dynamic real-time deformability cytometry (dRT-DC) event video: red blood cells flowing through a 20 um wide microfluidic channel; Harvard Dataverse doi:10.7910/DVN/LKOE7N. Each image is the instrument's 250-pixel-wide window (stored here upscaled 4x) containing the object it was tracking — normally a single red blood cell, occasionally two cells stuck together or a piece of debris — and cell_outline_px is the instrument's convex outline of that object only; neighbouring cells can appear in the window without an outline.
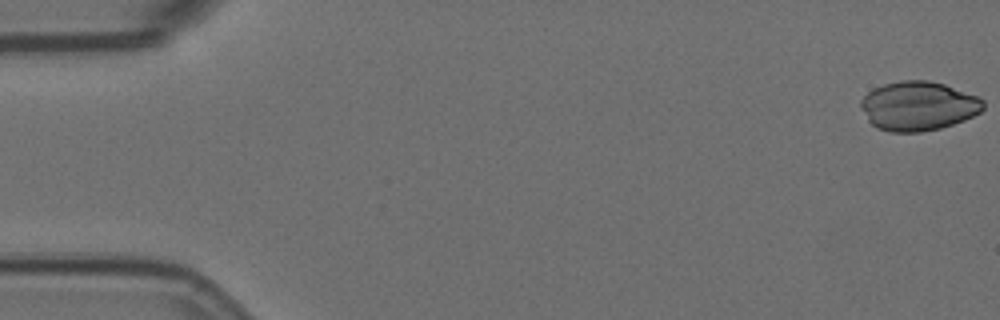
{"species": "Egyptian fruit bat (a non-hibernating species)", "species_latin": "Rousettus aegyptiacus", "temperature_condition": "room temperature", "stored_images_in_passage": 8, "camera_frame_rate_fps": 3000, "um_per_image_px": 0.085, "animal": {"sex": "female"}, "frame": {"image": 1, "passage_image": 1, "time_ms": 0.0, "image_size_px": [1000, 320], "cell_outline_px": [[984, 108], [980, 112], [964, 120], [940, 128], [920, 132], [888, 132], [876, 128], [868, 120], [860, 108], [860, 100], [872, 88], [884, 84], [900, 80], [928, 80], [944, 84], [980, 96], [984, 100]], "centroid_in_image_um": [78.04, 9.0], "position_along_channel_um": 7.0, "area_um2": 35.43}}